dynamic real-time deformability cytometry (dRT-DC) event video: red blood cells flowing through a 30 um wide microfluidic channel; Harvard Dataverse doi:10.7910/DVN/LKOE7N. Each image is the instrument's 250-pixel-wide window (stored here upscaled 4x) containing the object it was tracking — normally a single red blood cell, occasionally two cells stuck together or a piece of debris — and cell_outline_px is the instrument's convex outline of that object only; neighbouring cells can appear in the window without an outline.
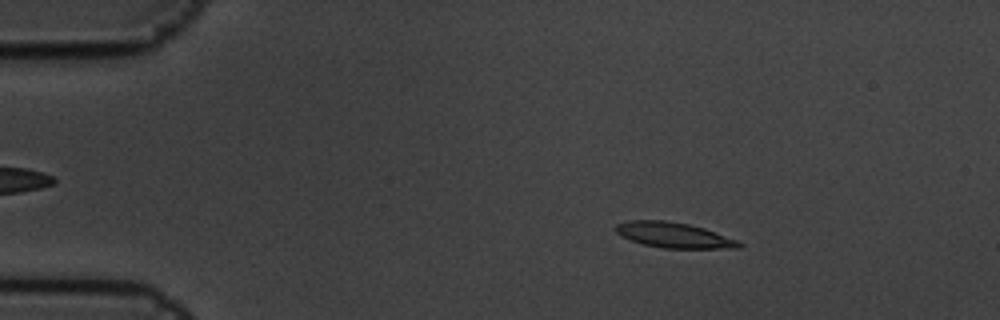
{"species": "common noctule bat (a hibernating species)", "species_latin": "Nyctalus noctula", "temperature_condition": "cold", "stored_images_in_passage": 5, "camera_frame_rate_fps": 3000, "um_per_image_px": 0.085, "animal": {"sex": "male", "body_mass_g": 19.5, "forearm_length_mm": 54.6}, "frame": {"image": 1, "passage_image": 2, "time_ms": 0.333, "image_size_px": [1000, 320], "cell_outline_px": [[744, 244], [740, 248], [664, 248], [644, 244], [620, 236], [612, 228], [616, 224], [628, 220], [664, 220], [688, 224], [704, 228], [736, 240]], "centroid_in_image_um": [57.22, 19.97], "position_along_channel_um": 27.8, "area_um2": 18.15}}
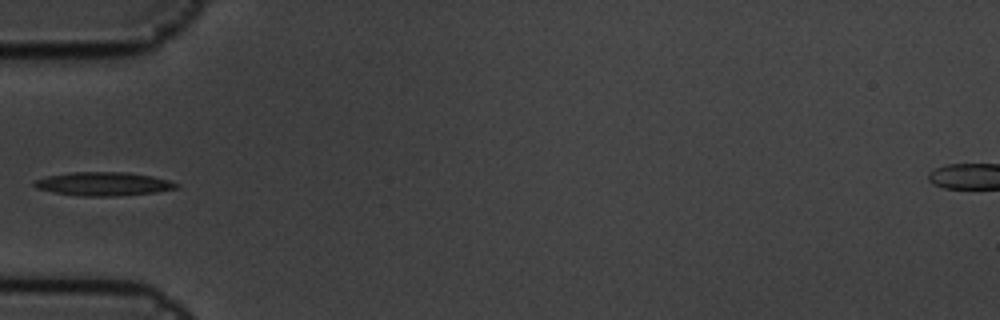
{"frame": {"image": 2, "passage_image": 5, "time_ms": 1.333, "image_size_px": [1000, 320], "cell_outline_px": [[180, 184], [176, 188], [156, 192], [112, 196], [80, 196], [56, 192], [36, 188], [32, 184], [36, 180], [48, 176], [68, 172], [128, 172], [152, 176], [168, 180]], "centroid_in_image_um": [8.79, 15.62], "position_along_channel_um": 76.2, "area_um2": 19.36}}